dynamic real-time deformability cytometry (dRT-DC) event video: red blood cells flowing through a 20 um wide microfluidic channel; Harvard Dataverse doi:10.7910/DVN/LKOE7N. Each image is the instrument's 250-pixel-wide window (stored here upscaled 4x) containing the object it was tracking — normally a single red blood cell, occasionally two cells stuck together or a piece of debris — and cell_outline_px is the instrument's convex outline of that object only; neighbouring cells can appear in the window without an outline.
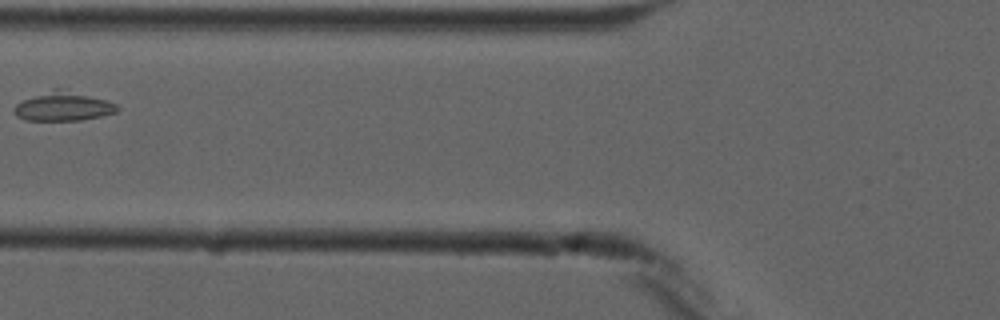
{"species": "common noctule bat (a hibernating species)", "species_latin": "Nyctalus noctula", "temperature_condition": "cold", "stored_images_in_passage": 6, "camera_frame_rate_fps": 3000, "um_per_image_px": 0.085, "animal": {"sex": "male", "forearm_length_mm": 52.5}, "frame": {"image": 1, "passage_image": 5, "time_ms": 5.667, "image_size_px": [1000, 320], "cell_outline_px": [[120, 108], [116, 112], [100, 116], [80, 120], [24, 120], [16, 116], [12, 112], [12, 108], [16, 104], [24, 100], [56, 88], [68, 88], [116, 104]], "centroid_in_image_um": [5.36, 9.04], "position_along_channel_um": 120.4, "area_um2": 17.4}}
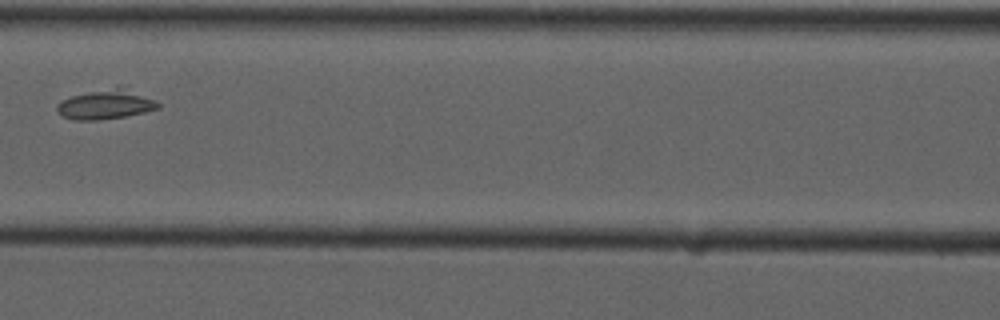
{"frame": {"image": 2, "passage_image": 6, "time_ms": 6.667, "image_size_px": [1000, 320], "cell_outline_px": [[160, 108], [144, 112], [124, 116], [96, 120], [72, 120], [56, 112], [56, 104], [72, 96], [116, 84], [128, 84], [156, 100], [160, 104]], "centroid_in_image_um": [9.08, 8.8], "position_along_channel_um": 157.5, "area_um2": 18.26}}